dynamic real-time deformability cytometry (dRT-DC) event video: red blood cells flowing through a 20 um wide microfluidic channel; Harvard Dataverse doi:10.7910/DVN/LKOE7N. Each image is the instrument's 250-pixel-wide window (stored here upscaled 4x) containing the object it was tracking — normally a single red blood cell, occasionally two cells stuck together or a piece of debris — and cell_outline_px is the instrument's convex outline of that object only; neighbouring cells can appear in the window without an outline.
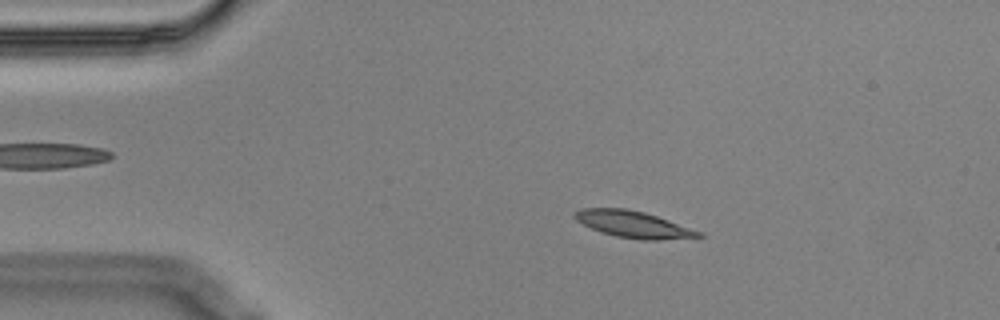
{"species": "Egyptian fruit bat (a non-hibernating species)", "species_latin": "Rousettus aegyptiacus", "temperature_condition": "cold", "stored_images_in_passage": 57, "camera_frame_rate_fps": 3000, "um_per_image_px": 0.085, "animal": {"sex": "male"}, "frame": {"image": 1, "passage_image": 11, "time_ms": 3.333, "image_size_px": [1000, 320], "cell_outline_px": [[704, 236], [660, 240], [640, 240], [616, 236], [600, 232], [576, 220], [572, 216], [572, 212], [580, 208], [624, 208], [644, 212], [704, 232]], "centroid_in_image_um": [53.81, 19.07], "position_along_channel_um": 31.2, "area_um2": 19.31}}
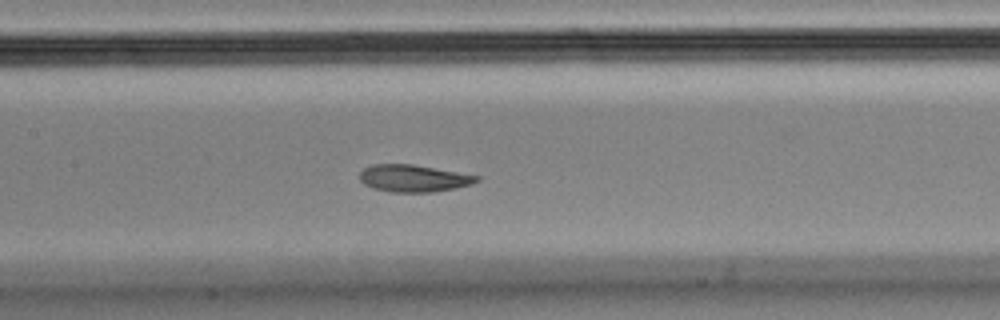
{"frame": {"image": 2, "passage_image": 27, "time_ms": 8.667, "image_size_px": [1000, 320], "cell_outline_px": [[480, 180], [472, 184], [456, 188], [432, 192], [392, 192], [372, 188], [364, 184], [360, 180], [360, 172], [364, 168], [372, 164], [412, 164], [480, 176]], "centroid_in_image_um": [35.15, 15.16], "position_along_channel_um": 172.3, "area_um2": 18.5}}
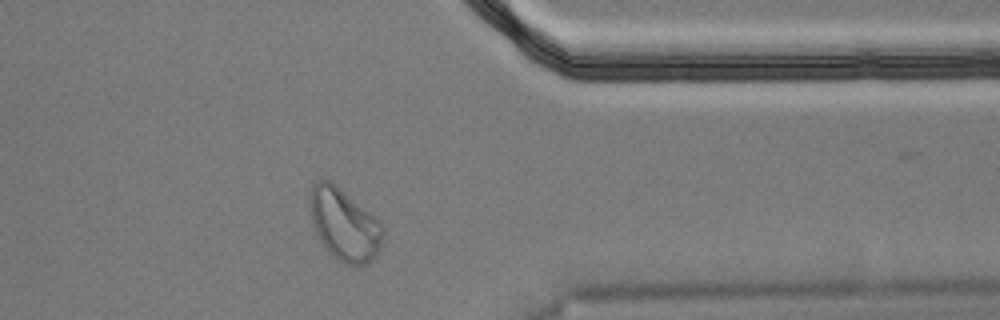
{"frame": {"image": 3, "passage_image": 46, "time_ms": 15.0, "image_size_px": [1000, 320], "cell_outline_px": [[384, 232], [380, 248], [376, 256], [372, 260], [364, 264], [344, 264], [332, 256], [320, 240], [312, 224], [308, 200], [312, 184], [316, 180], [328, 180], [340, 188], [380, 220], [384, 228]], "centroid_in_image_um": [29.25, 19.08], "position_along_channel_um": 382.1, "area_um2": 30.75}, "authors_computed_cell_mechanics": {"area_um2": 19.1896, "velocity_mm_per_s": 3.4885, "shape_relaxation_time_tau1_ms": 8.7246, "shape_relaxation_time_tau2_ms": 2.2878, "deformation_change_tau1": 0.227, "deformation_change_tau2": 0.0706}}